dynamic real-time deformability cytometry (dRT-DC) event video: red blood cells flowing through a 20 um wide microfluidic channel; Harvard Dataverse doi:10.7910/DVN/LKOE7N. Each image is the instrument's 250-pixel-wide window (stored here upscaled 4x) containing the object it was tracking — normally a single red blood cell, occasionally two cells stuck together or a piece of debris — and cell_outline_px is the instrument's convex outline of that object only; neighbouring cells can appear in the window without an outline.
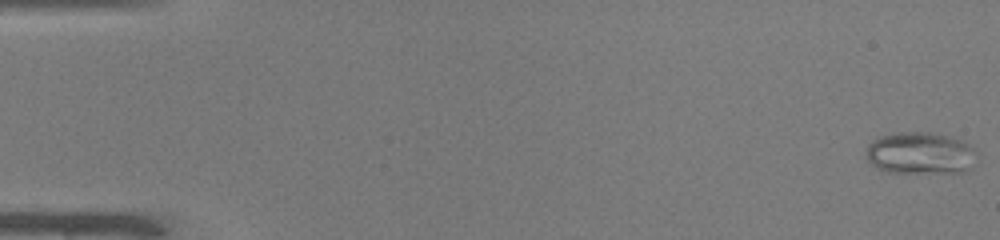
{"species": "common noctule bat (a hibernating species)", "species_latin": "Nyctalus noctula", "temperature_condition": "warm", "stored_images_in_passage": 50, "segment_of_instrument_passage": [1, 2], "camera_frame_rate_fps": 3000, "um_per_image_px": 0.085, "animal": {"sex": "male", "body_mass_g": 19.0, "forearm_length_mm": 50.8}, "frame": {"image": 1, "passage_image": 1, "time_ms": 0.0, "image_size_px": [1000, 240], "cell_outline_px": [[980, 152], [972, 168], [964, 172], [888, 172], [876, 168], [868, 160], [868, 144], [872, 140], [880, 136], [900, 132], [932, 132], [948, 136], [960, 140], [968, 144]], "centroid_in_image_um": [78.29, 13.02], "position_along_channel_um": 6.7, "area_um2": 27.28}}